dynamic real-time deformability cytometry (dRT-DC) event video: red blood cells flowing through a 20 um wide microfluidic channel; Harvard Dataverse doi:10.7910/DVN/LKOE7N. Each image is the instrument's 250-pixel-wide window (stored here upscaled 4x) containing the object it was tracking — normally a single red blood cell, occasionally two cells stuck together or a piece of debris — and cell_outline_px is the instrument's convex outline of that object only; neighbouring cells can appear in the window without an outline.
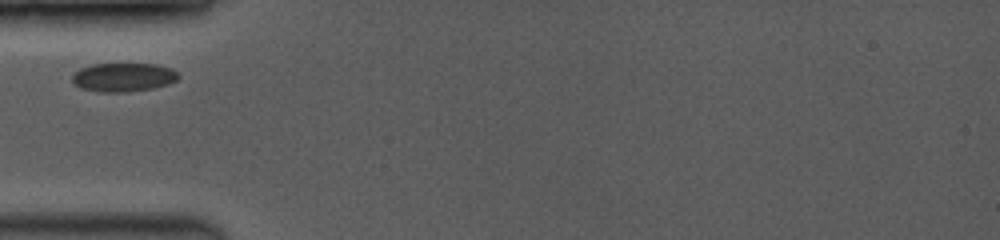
{"species": "common noctule bat (a hibernating species)", "species_latin": "Nyctalus noctula", "temperature_condition": "room temperature", "stored_images_in_passage": 2, "camera_frame_rate_fps": 3500, "um_per_image_px": 0.085, "animal": {"sex": "female", "body_mass_g": 19.0, "forearm_length_mm": 53.3}, "frame": {"image": 1, "passage_image": 1, "time_ms": 0.0, "image_size_px": [1000, 240], "cell_outline_px": [[180, 76], [176, 80], [168, 84], [152, 88], [124, 92], [100, 92], [80, 88], [72, 80], [72, 76], [80, 68], [92, 64], [156, 64], [172, 68]], "centroid_in_image_um": [10.49, 6.56], "position_along_channel_um": 74.5, "area_um2": 17.69}}